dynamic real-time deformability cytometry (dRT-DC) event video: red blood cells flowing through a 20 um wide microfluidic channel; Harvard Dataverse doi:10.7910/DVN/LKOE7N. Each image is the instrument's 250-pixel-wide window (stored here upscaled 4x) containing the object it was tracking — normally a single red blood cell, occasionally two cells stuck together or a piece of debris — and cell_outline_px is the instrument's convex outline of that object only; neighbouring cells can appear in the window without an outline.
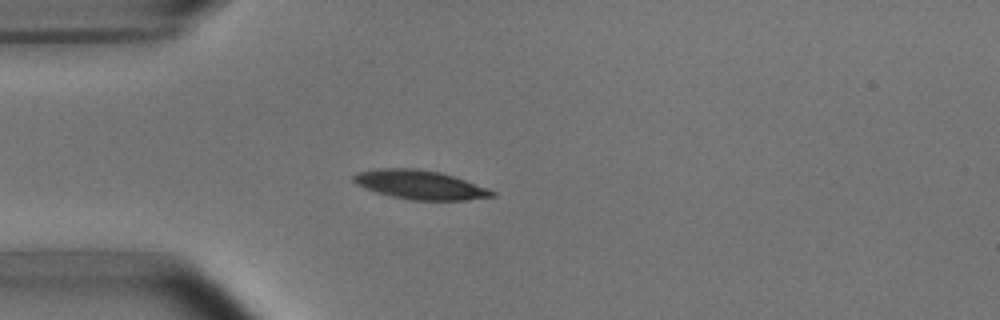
{"species": "common noctule bat (a hibernating species)", "species_latin": "Nyctalus noctula", "temperature_condition": "room temperature", "stored_images_in_passage": 4, "camera_frame_rate_fps": 3000, "um_per_image_px": 0.085, "animal": {"sex": "male", "body_mass_g": 15.6}, "frame": {"image": 1, "passage_image": 4, "time_ms": 3.667, "image_size_px": [1000, 320], "cell_outline_px": [[496, 196], [468, 200], [408, 200], [376, 192], [356, 184], [352, 180], [352, 176], [356, 172], [376, 168], [416, 168], [440, 172], [464, 180], [496, 192]], "centroid_in_image_um": [35.65, 15.7], "position_along_channel_um": 49.3, "area_um2": 23.35}}